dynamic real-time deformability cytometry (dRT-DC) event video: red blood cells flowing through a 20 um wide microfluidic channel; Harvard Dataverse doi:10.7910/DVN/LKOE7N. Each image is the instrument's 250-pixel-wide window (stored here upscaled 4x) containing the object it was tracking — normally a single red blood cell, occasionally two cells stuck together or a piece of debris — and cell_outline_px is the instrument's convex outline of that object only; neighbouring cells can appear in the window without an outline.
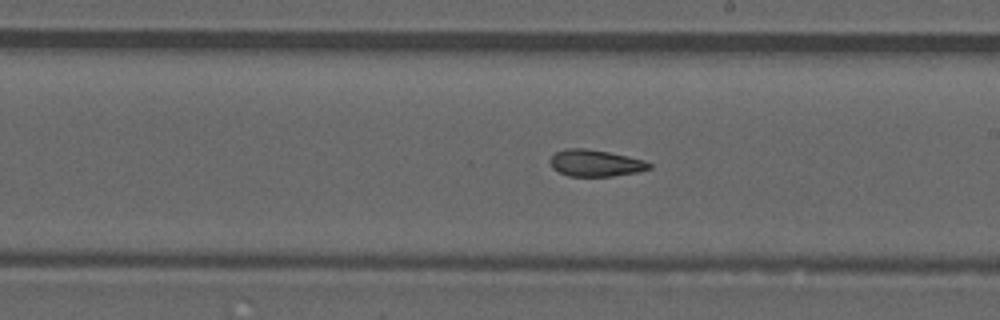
{"species": "common noctule bat (a hibernating species)", "species_latin": "Nyctalus noctula", "temperature_condition": "room temperature", "stored_images_in_passage": 41, "camera_frame_rate_fps": 3000, "um_per_image_px": 0.085, "animal": {"sex": "male", "forearm_length_mm": 52.5}, "frame": {"image": 1, "passage_image": 30, "time_ms": 9.667, "image_size_px": [1000, 320], "cell_outline_px": [[652, 168], [636, 172], [612, 176], [568, 176], [552, 168], [548, 160], [556, 152], [568, 148], [584, 148], [608, 152], [644, 160], [652, 164]], "centroid_in_image_um": [50.59, 13.86], "position_along_channel_um": 238.4, "area_um2": 15.32}}